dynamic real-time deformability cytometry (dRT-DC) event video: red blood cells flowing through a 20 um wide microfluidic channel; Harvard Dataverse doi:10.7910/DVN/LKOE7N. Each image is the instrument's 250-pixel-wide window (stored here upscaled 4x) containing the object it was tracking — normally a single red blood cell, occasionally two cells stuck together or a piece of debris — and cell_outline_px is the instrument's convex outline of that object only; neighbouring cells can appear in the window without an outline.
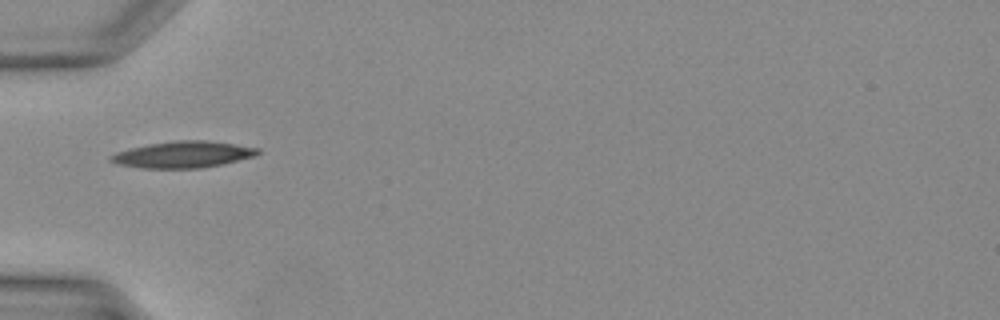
{"species": "Egyptian fruit bat (a non-hibernating species)", "species_latin": "Rousettus aegyptiacus", "temperature_condition": "warm", "stored_images_in_passage": 22, "camera_frame_rate_fps": 3000, "um_per_image_px": 0.085, "animal": {"sex": "female"}, "frame": {"image": 1, "passage_image": 1, "time_ms": 0.0, "image_size_px": [1000, 320], "cell_outline_px": [[260, 152], [256, 156], [224, 164], [200, 168], [140, 168], [120, 164], [108, 160], [108, 156], [116, 152], [148, 144], [176, 140], [204, 140], [260, 148]], "centroid_in_image_um": [15.57, 13.14], "position_along_channel_um": 69.4, "area_um2": 22.66}}
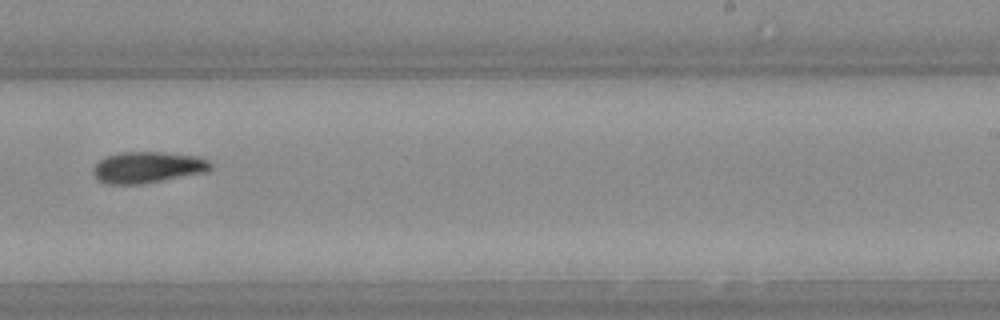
{"frame": {"image": 2, "passage_image": 13, "time_ms": 4.0, "image_size_px": [1000, 320], "cell_outline_px": [[212, 168], [204, 172], [140, 184], [104, 184], [96, 180], [92, 172], [92, 168], [104, 156], [120, 152], [164, 152], [200, 156], [208, 160], [212, 164]], "centroid_in_image_um": [12.5, 14.21], "position_along_channel_um": 276.5, "area_um2": 21.56}}
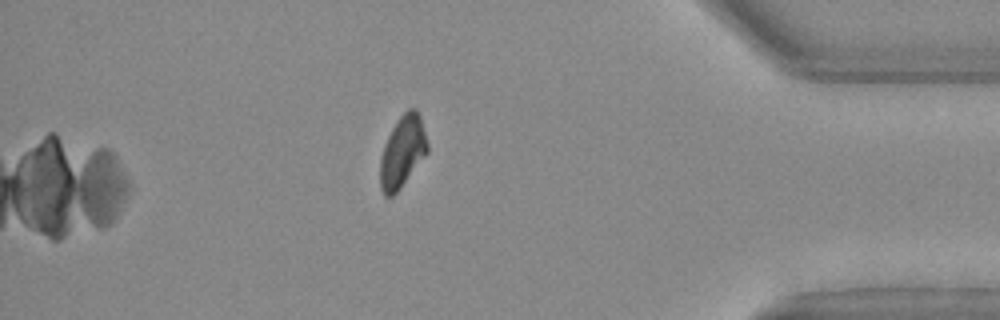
{"frame": {"image": 3, "passage_image": 22, "time_ms": 7.0, "image_size_px": [1000, 320], "cell_outline_px": [[428, 152], [400, 188], [392, 196], [384, 196], [380, 188], [380, 160], [384, 144], [396, 120], [408, 108], [416, 108], [420, 116], [428, 144]], "centroid_in_image_um": [34.2, 12.88], "position_along_channel_um": 401.0, "area_um2": 19.65}}